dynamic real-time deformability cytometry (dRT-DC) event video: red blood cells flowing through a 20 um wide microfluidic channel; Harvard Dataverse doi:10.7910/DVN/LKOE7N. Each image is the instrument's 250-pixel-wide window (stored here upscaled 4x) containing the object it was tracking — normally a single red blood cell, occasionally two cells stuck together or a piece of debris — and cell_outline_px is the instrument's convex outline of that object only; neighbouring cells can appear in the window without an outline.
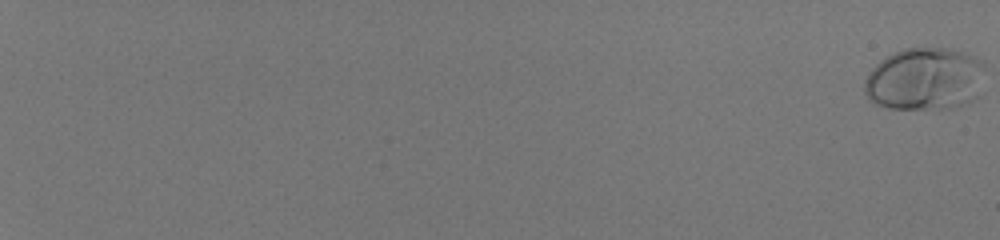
{"species": "human", "species_latin": "Homo sapiens", "temperature_condition": "room temperature", "stored_images_in_passage": 58, "camera_frame_rate_fps": 3000, "um_per_image_px": 0.085, "donor": {"sex": "male"}, "frame": {"image": 1, "passage_image": 1, "time_ms": 0.0, "image_size_px": [1000, 240], "cell_outline_px": [[984, 64], [980, 96], [968, 104], [952, 108], [888, 108], [876, 104], [868, 100], [864, 92], [864, 80], [872, 68], [880, 60], [904, 48], [952, 48], [984, 60]], "centroid_in_image_um": [78.64, 6.73], "position_along_channel_um": 6.4, "area_um2": 44.56}}
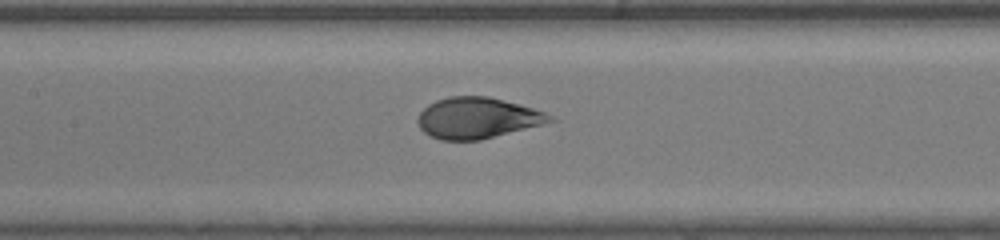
{"frame": {"image": 2, "passage_image": 35, "time_ms": 11.333, "image_size_px": [1000, 240], "cell_outline_px": [[556, 120], [480, 140], [440, 140], [428, 136], [420, 128], [416, 120], [420, 112], [428, 104], [436, 100], [448, 96], [488, 96], [520, 104], [544, 112], [552, 116]], "centroid_in_image_um": [40.52, 10.02], "position_along_channel_um": 166.9, "area_um2": 31.44}}
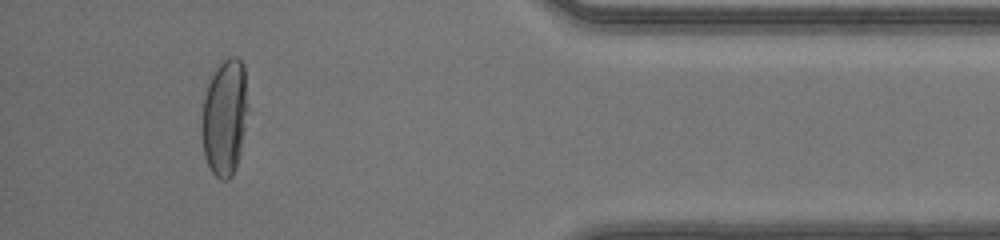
{"frame": {"image": 3, "passage_image": 55, "time_ms": 18.0, "image_size_px": [1000, 240], "cell_outline_px": [[248, 112], [240, 152], [232, 176], [228, 180], [220, 180], [212, 172], [204, 156], [200, 132], [200, 124], [204, 96], [208, 84], [216, 68], [228, 56], [236, 56], [244, 64], [248, 108]], "centroid_in_image_um": [19.08, 9.97], "position_along_channel_um": 416.1, "area_um2": 31.73}, "authors_computed_cell_mechanics": {"area_um2": 32.9171, "velocity_mm_per_s": 4.1447, "shape_relaxation_time_tau1_ms": 5.1541, "shape_relaxation_time_tau2_ms": null, "deformation_change_tau1": 0.2453, "deformation_change_tau2": null}}